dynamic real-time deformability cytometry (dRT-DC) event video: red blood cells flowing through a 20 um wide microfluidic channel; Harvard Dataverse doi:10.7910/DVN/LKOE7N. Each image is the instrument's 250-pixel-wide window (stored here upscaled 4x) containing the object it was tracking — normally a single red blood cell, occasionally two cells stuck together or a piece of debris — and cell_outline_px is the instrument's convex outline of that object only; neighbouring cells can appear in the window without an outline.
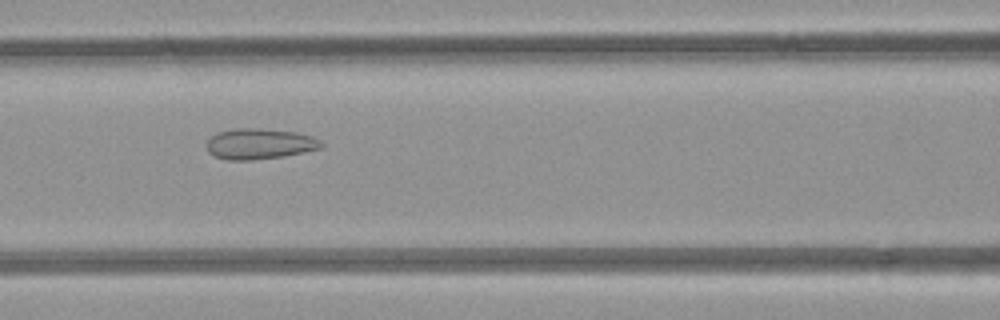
{"species": "common noctule bat (a hibernating species)", "species_latin": "Nyctalus noctula", "temperature_condition": "room temperature", "stored_images_in_passage": 6, "camera_frame_rate_fps": 3000, "um_per_image_px": 0.085, "animal": {"sex": "female", "body_mass_g": 21.9}, "frame": {"image": 1, "passage_image": 3, "time_ms": 2.0, "image_size_px": [1000, 320], "cell_outline_px": [[324, 144], [320, 148], [284, 156], [252, 160], [228, 160], [212, 156], [208, 152], [204, 144], [216, 132], [236, 128], [260, 128], [296, 132], [312, 136], [320, 140]], "centroid_in_image_um": [22.01, 12.22], "position_along_channel_um": 144.6, "area_um2": 20.69}}
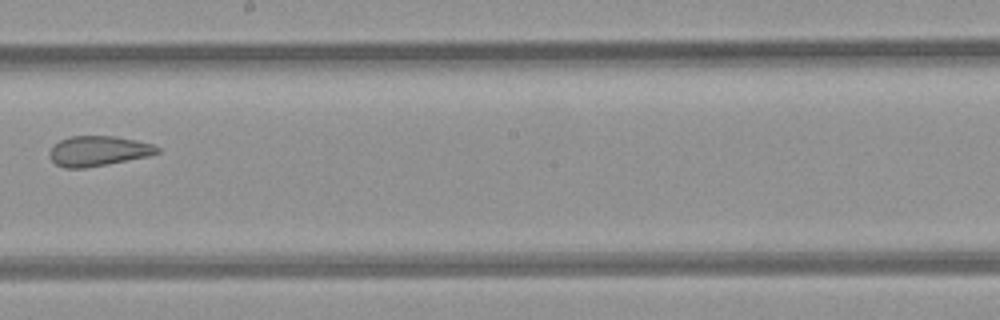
{"frame": {"image": 2, "passage_image": 5, "time_ms": 4.333, "image_size_px": [1000, 320], "cell_outline_px": [[160, 152], [148, 156], [108, 164], [84, 168], [64, 168], [56, 164], [52, 160], [48, 152], [52, 144], [68, 136], [116, 136], [136, 140], [152, 144], [160, 148]], "centroid_in_image_um": [8.32, 12.83], "position_along_channel_um": 239.9, "area_um2": 19.02}}
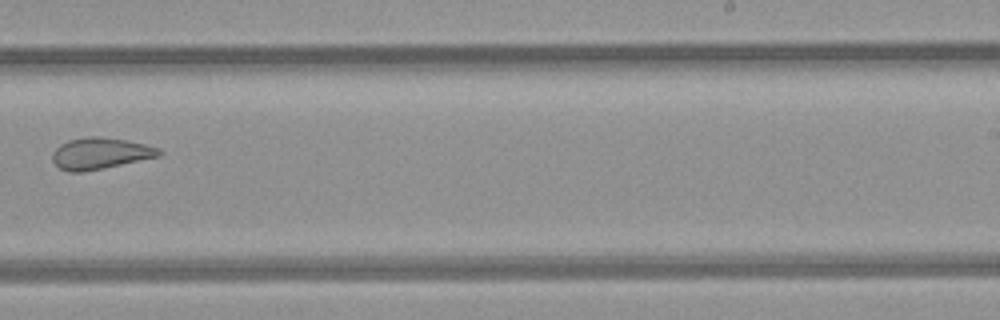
{"frame": {"image": 3, "passage_image": 6, "time_ms": 5.333, "image_size_px": [1000, 320], "cell_outline_px": [[164, 152], [160, 156], [104, 168], [84, 172], [72, 172], [60, 168], [52, 160], [52, 152], [60, 144], [68, 140], [88, 136], [96, 136], [124, 140], [144, 144], [160, 148]], "centroid_in_image_um": [8.52, 13.04], "position_along_channel_um": 280.5, "area_um2": 19.48}}